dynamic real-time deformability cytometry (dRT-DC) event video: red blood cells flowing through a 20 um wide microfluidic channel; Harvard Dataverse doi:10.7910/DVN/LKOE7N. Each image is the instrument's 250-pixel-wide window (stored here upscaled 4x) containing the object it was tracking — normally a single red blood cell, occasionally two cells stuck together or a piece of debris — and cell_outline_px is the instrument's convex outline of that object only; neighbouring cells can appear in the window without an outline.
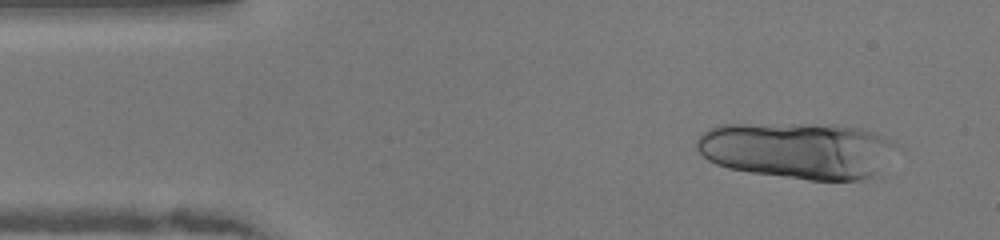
{"species": "human", "species_latin": "Homo sapiens", "temperature_condition": "warm", "stored_images_in_passage": 17, "camera_frame_rate_fps": 3000, "um_per_image_px": 0.085, "donor": {"sex": "female"}, "frame": {"image": 1, "passage_image": 3, "time_ms": 0.667, "image_size_px": [1000, 240], "cell_outline_px": [[892, 144], [872, 176], [864, 180], [808, 180], [748, 172], [728, 168], [716, 164], [708, 160], [696, 148], [696, 140], [708, 128], [720, 124], [836, 124], [864, 128], [876, 132], [892, 140]], "centroid_in_image_um": [67.68, 12.76], "position_along_channel_um": 17.3, "area_um2": 65.26}}
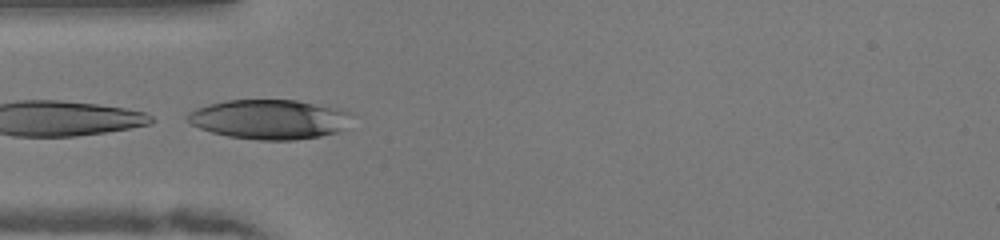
{"frame": {"image": 2, "passage_image": 13, "time_ms": 4.0, "image_size_px": [1000, 240], "cell_outline_px": [[352, 112], [344, 128], [340, 132], [320, 136], [292, 140], [260, 140], [228, 136], [212, 132], [200, 128], [192, 124], [184, 116], [188, 112], [196, 108], [208, 104], [224, 100], [296, 100], [340, 108]], "centroid_in_image_um": [22.89, 10.13], "position_along_channel_um": 62.1, "area_um2": 37.97}}